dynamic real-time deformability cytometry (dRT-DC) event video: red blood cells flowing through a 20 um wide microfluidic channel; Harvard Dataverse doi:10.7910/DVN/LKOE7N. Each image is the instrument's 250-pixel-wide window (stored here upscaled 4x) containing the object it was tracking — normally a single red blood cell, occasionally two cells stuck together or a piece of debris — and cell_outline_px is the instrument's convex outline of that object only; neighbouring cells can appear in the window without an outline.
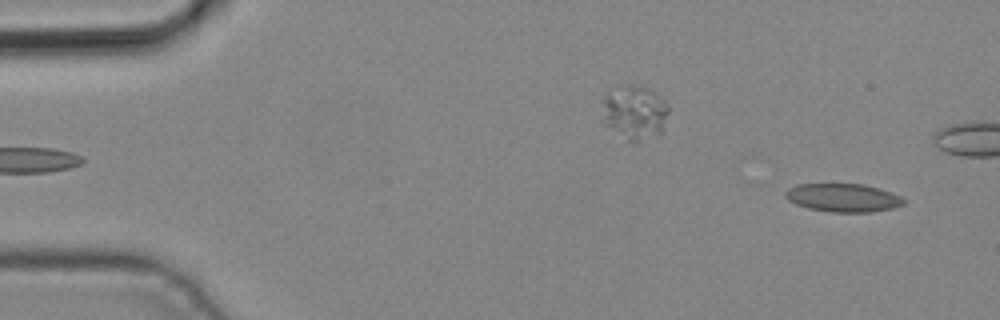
{"species": "common noctule bat (a hibernating species)", "species_latin": "Nyctalus noctula", "temperature_condition": "cold", "stored_images_in_passage": 5, "camera_frame_rate_fps": 3000, "um_per_image_px": 0.085, "animal": {"sex": "male", "body_mass_g": 19.2, "forearm_length_mm": 51.8}, "frame": {"image": 1, "passage_image": 5, "time_ms": 1.333, "image_size_px": [1000, 320], "cell_outline_px": [[904, 204], [892, 208], [872, 212], [832, 212], [808, 208], [796, 204], [788, 200], [784, 196], [784, 192], [788, 188], [796, 184], [864, 184], [880, 188], [892, 192], [900, 196], [904, 200]], "centroid_in_image_um": [71.65, 16.8], "position_along_channel_um": 13.4, "area_um2": 19.59}}